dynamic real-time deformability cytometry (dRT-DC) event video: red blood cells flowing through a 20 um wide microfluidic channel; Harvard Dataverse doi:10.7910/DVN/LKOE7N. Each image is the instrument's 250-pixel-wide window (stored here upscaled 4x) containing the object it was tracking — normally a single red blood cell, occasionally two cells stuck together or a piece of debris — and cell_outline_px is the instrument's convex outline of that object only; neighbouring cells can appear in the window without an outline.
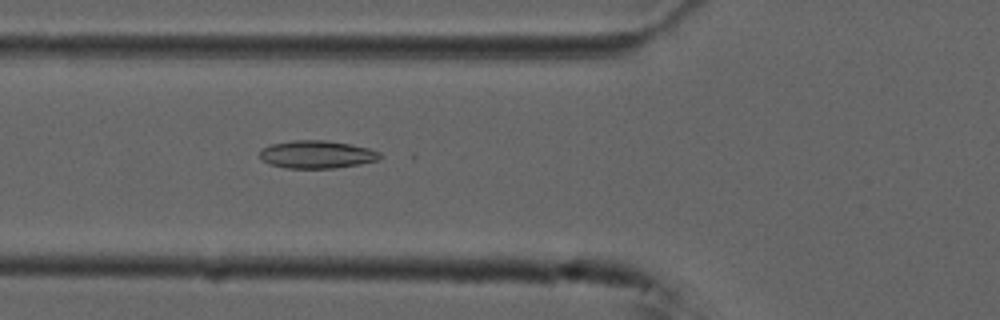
{"species": "common noctule bat (a hibernating species)", "species_latin": "Nyctalus noctula", "temperature_condition": "cold", "stored_images_in_passage": 55, "camera_frame_rate_fps": 3000, "um_per_image_px": 0.085, "animal": {"sex": "male", "forearm_length_mm": 52.5}, "frame": {"image": 1, "passage_image": 20, "time_ms": 6.333, "image_size_px": [1000, 320], "cell_outline_px": [[380, 160], [360, 164], [336, 168], [288, 168], [268, 164], [260, 160], [260, 152], [264, 148], [272, 144], [292, 140], [324, 140], [348, 144], [368, 148], [380, 152]], "centroid_in_image_um": [26.92, 13.14], "position_along_channel_um": 98.9, "area_um2": 19.42}}
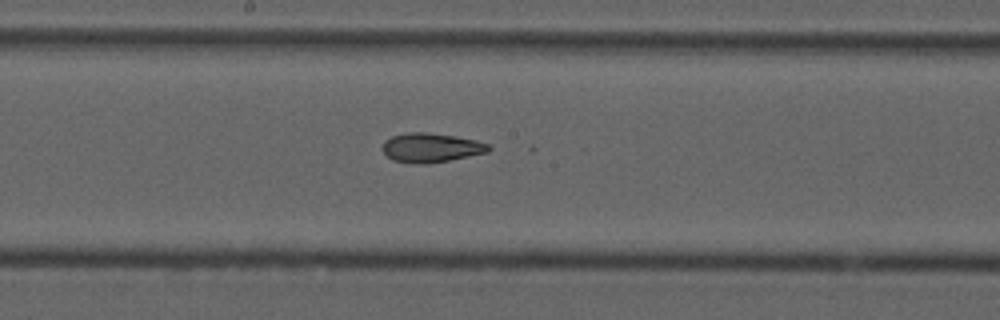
{"frame": {"image": 2, "passage_image": 29, "time_ms": 9.333, "image_size_px": [1000, 320], "cell_outline_px": [[492, 148], [488, 152], [428, 164], [424, 164], [392, 160], [380, 148], [384, 140], [392, 136], [404, 132], [428, 132], [456, 136], [476, 140], [488, 144]], "centroid_in_image_um": [36.61, 12.53], "position_along_channel_um": 211.6, "area_um2": 18.15}}
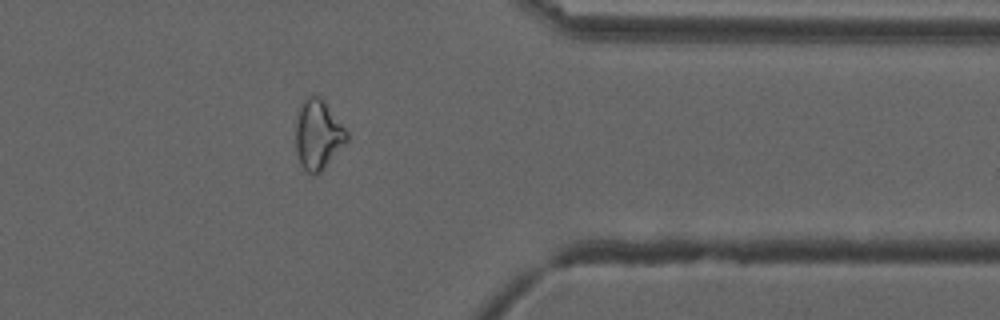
{"frame": {"image": 3, "passage_image": 44, "time_ms": 14.333, "image_size_px": [1000, 320], "cell_outline_px": [[348, 140], [324, 168], [316, 176], [312, 176], [300, 164], [296, 152], [296, 124], [300, 108], [304, 100], [308, 96], [320, 96], [324, 100], [348, 132]], "centroid_in_image_um": [27.04, 11.47], "position_along_channel_um": 384.4, "area_um2": 20.58}, "authors_computed_cell_mechanics": {"area_um2": 19.363, "velocity_mm_per_s": 3.7385, "shape_relaxation_time_tau1_ms": 7.3197, "shape_relaxation_time_tau2_ms": 2.8088, "deformation_change_tau1": 0.1893, "deformation_change_tau2": 0.1069}}